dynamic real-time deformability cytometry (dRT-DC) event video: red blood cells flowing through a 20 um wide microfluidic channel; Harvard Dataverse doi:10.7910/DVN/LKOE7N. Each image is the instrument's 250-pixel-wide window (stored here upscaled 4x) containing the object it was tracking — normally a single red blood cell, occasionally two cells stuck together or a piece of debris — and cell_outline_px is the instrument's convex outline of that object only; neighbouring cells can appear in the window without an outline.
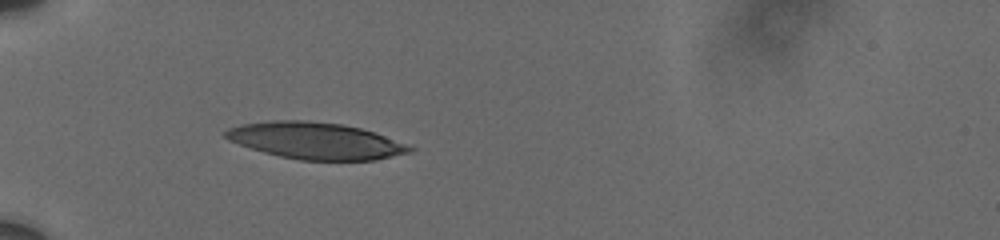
{"species": "human", "species_latin": "Homo sapiens", "temperature_condition": "cold", "stored_images_in_passage": 11, "camera_frame_rate_fps": 3000, "um_per_image_px": 0.085, "donor": {"sex": "male"}, "frame": {"image": 1, "passage_image": 7, "time_ms": 5.333, "image_size_px": [1000, 240], "cell_outline_px": [[416, 148], [412, 152], [376, 160], [300, 160], [280, 156], [264, 152], [228, 140], [224, 136], [224, 132], [228, 128], [240, 124], [272, 120], [308, 120], [344, 124], [360, 128], [384, 136]], "centroid_in_image_um": [26.81, 11.95], "position_along_channel_um": 58.2, "area_um2": 39.25}}
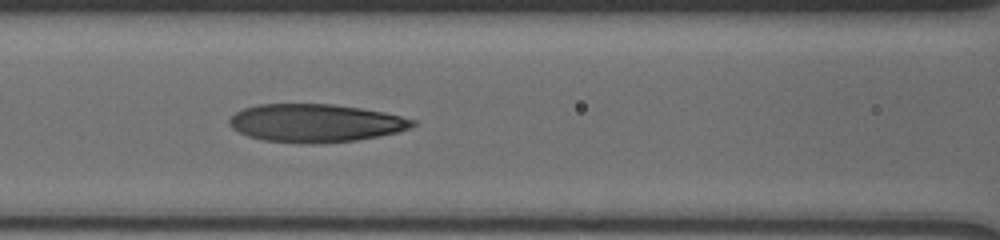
{"frame": {"image": 2, "passage_image": 10, "time_ms": 8.0, "image_size_px": [1000, 240], "cell_outline_px": [[416, 124], [412, 128], [380, 136], [356, 140], [320, 144], [264, 140], [248, 136], [232, 128], [228, 124], [228, 120], [236, 112], [244, 108], [260, 104], [332, 104], [360, 108], [384, 112], [416, 120]], "centroid_in_image_um": [26.83, 10.46], "position_along_channel_um": 139.8, "area_um2": 40.58}}
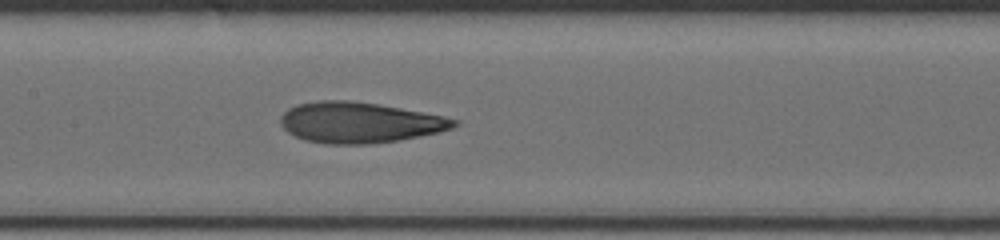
{"frame": {"image": 3, "passage_image": 11, "time_ms": 9.0, "image_size_px": [1000, 240], "cell_outline_px": [[460, 124], [452, 128], [440, 132], [400, 140], [368, 144], [324, 144], [304, 140], [288, 132], [280, 124], [280, 116], [288, 108], [296, 104], [320, 100], [352, 100], [400, 108], [444, 116], [460, 120]], "centroid_in_image_um": [30.55, 10.41], "position_along_channel_um": 176.8, "area_um2": 41.38}}